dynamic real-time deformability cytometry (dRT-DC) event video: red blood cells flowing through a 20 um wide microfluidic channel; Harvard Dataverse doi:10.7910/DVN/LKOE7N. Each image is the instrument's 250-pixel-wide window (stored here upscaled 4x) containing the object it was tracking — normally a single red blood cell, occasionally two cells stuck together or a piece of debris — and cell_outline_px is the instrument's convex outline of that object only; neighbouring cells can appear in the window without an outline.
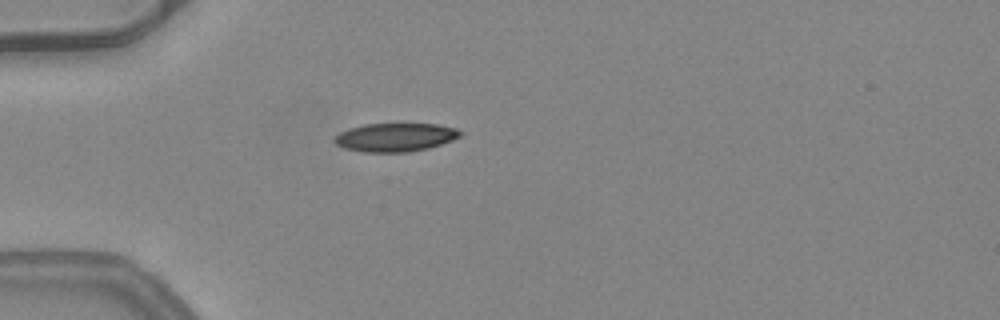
{"species": "common noctule bat (a hibernating species)", "species_latin": "Nyctalus noctula", "temperature_condition": "warm", "stored_images_in_passage": 23, "camera_frame_rate_fps": 3000, "um_per_image_px": 0.085, "animal": {"sex": "female", "body_mass_g": 24.6, "forearm_length_mm": 56.2}, "frame": {"image": 1, "passage_image": 1, "time_ms": 0.0, "image_size_px": [1000, 320], "cell_outline_px": [[464, 132], [460, 136], [452, 140], [428, 148], [408, 152], [364, 152], [344, 148], [336, 144], [332, 140], [340, 132], [348, 128], [364, 124], [440, 124], [456, 128]], "centroid_in_image_um": [33.6, 11.66], "position_along_channel_um": 51.4, "area_um2": 20.92}}
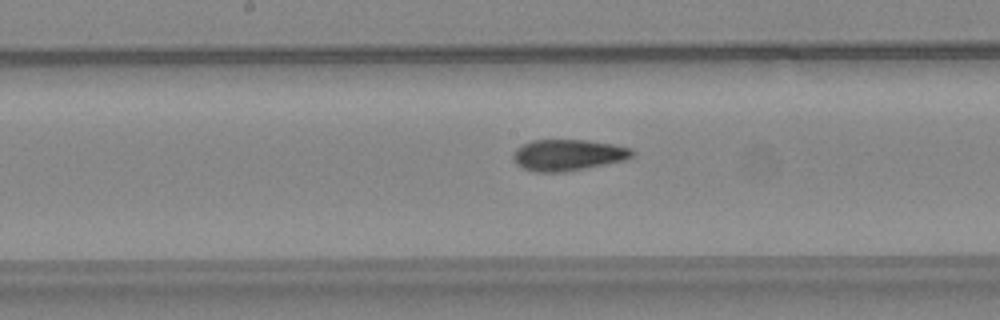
{"frame": {"image": 2, "passage_image": 13, "time_ms": 4.0, "image_size_px": [1000, 320], "cell_outline_px": [[636, 156], [624, 160], [564, 172], [536, 172], [524, 168], [516, 164], [512, 160], [512, 156], [516, 148], [532, 140], [588, 140], [612, 144], [632, 148], [636, 152]], "centroid_in_image_um": [48.29, 13.17], "position_along_channel_um": 199.9, "area_um2": 21.73}}
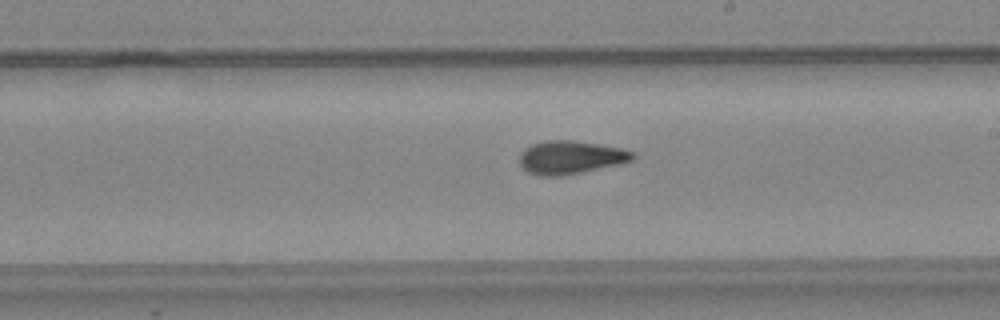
{"frame": {"image": 3, "passage_image": 16, "time_ms": 5.0, "image_size_px": [1000, 320], "cell_outline_px": [[636, 160], [620, 164], [560, 176], [540, 176], [528, 172], [520, 164], [520, 152], [524, 148], [532, 144], [548, 140], [572, 140], [620, 148], [636, 152]], "centroid_in_image_um": [48.52, 13.37], "position_along_channel_um": 240.5, "area_um2": 21.91}}